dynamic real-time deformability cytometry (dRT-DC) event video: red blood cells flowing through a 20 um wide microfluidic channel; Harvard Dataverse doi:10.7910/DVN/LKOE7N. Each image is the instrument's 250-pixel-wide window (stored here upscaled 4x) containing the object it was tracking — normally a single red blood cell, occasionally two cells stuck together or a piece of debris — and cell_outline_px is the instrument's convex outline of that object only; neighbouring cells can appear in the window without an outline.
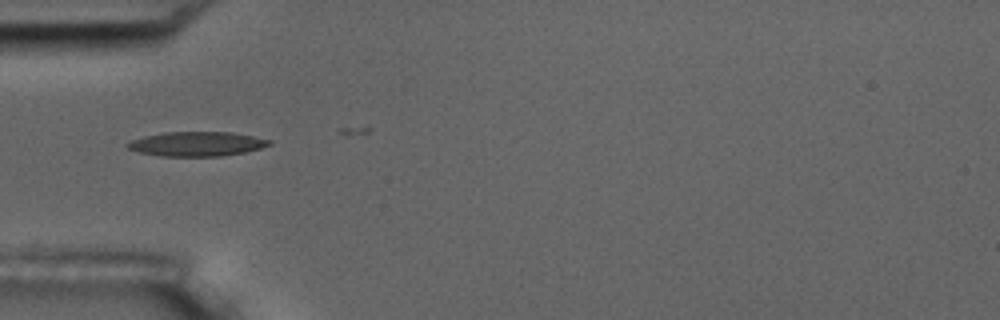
{"species": "common noctule bat (a hibernating species)", "species_latin": "Nyctalus noctula", "temperature_condition": "room temperature", "stored_images_in_passage": 4, "camera_frame_rate_fps": 3000, "um_per_image_px": 0.085, "animal": {"sex": "male", "body_mass_g": 17.5, "forearm_length_mm": 52.3}, "frame": {"image": 1, "passage_image": 1, "time_ms": 0.0, "image_size_px": [1000, 320], "cell_outline_px": [[272, 144], [260, 148], [244, 152], [220, 156], [160, 156], [140, 152], [128, 148], [124, 144], [132, 140], [144, 136], [164, 132], [232, 132], [272, 140]], "centroid_in_image_um": [16.72, 12.23], "position_along_channel_um": 68.3, "area_um2": 20.11}}